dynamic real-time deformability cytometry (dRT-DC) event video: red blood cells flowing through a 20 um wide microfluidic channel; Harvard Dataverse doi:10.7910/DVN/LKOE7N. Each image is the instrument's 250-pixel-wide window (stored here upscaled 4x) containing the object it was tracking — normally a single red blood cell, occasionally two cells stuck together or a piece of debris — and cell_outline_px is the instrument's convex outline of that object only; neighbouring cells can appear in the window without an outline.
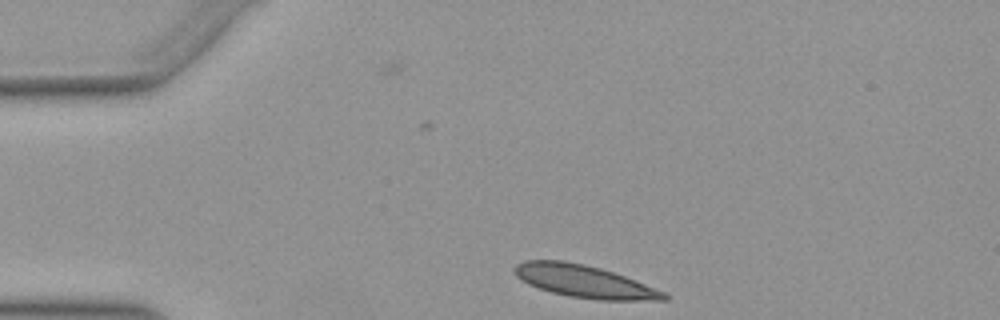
{"species": "Egyptian fruit bat (a non-hibernating species)", "species_latin": "Rousettus aegyptiacus", "temperature_condition": "warm", "stored_images_in_passage": 2, "camera_frame_rate_fps": 3000, "um_per_image_px": 0.085, "animal": {"sex": "female"}, "frame": {"image": 1, "passage_image": 2, "time_ms": 0.333, "image_size_px": [1000, 320], "cell_outline_px": [[668, 300], [600, 300], [568, 296], [536, 288], [520, 280], [512, 272], [512, 268], [516, 264], [524, 260], [564, 260], [584, 264], [600, 268], [624, 276], [668, 292]], "centroid_in_image_um": [49.64, 23.91], "position_along_channel_um": 35.4, "area_um2": 28.55}}